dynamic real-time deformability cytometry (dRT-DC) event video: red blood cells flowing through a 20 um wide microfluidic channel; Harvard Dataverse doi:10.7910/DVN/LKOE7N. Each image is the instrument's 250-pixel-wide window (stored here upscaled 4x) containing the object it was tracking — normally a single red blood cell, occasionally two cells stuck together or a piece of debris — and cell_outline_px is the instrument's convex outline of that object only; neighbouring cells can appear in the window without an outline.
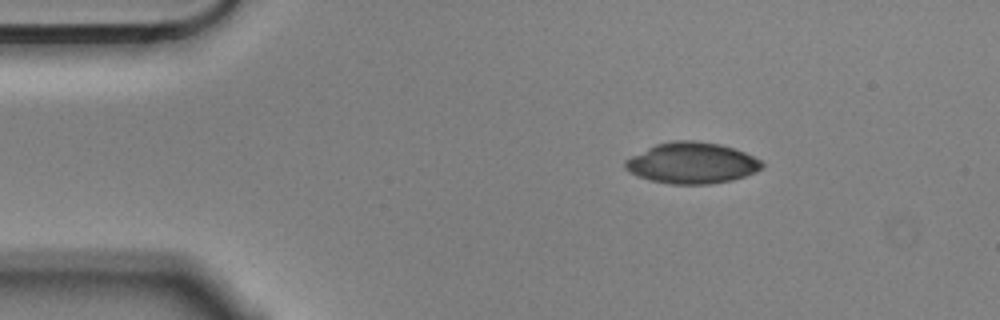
{"species": "Egyptian fruit bat (a non-hibernating species)", "species_latin": "Rousettus aegyptiacus", "temperature_condition": "cold", "stored_images_in_passage": 3, "camera_frame_rate_fps": 3000, "um_per_image_px": 0.085, "animal": {"sex": "male"}, "frame": {"image": 1, "passage_image": 2, "time_ms": 0.333, "image_size_px": [1000, 320], "cell_outline_px": [[764, 168], [756, 172], [732, 180], [708, 184], [672, 184], [652, 180], [636, 176], [628, 172], [624, 168], [624, 160], [656, 144], [672, 140], [696, 140], [720, 144], [736, 148], [760, 160], [764, 164]], "centroid_in_image_um": [58.81, 13.85], "position_along_channel_um": 26.2, "area_um2": 32.89}}